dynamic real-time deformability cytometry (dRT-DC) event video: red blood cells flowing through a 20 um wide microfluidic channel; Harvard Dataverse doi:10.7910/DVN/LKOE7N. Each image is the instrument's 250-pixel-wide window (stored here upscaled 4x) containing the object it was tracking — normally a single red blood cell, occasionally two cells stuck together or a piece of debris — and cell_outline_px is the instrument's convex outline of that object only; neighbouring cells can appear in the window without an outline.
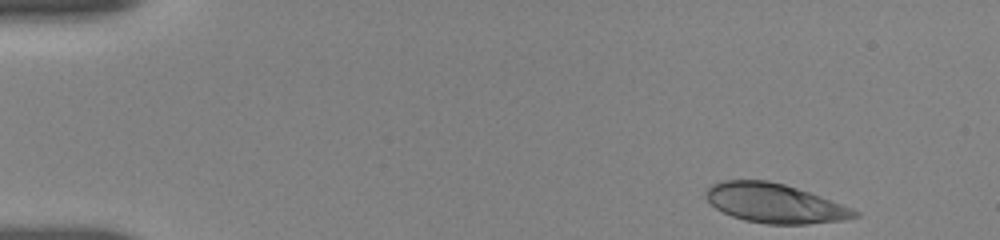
{"species": "human", "species_latin": "Homo sapiens", "temperature_condition": "room temperature", "stored_images_in_passage": 50, "camera_frame_rate_fps": 3000, "um_per_image_px": 0.085, "donor": {"sex": "female"}, "frame": {"image": 1, "passage_image": 1, "time_ms": 0.0, "image_size_px": [1000, 240], "cell_outline_px": [[860, 216], [844, 220], [808, 224], [768, 224], [744, 220], [732, 216], [716, 208], [704, 196], [708, 188], [712, 184], [724, 180], [768, 180], [784, 184], [820, 196], [852, 208], [860, 212]], "centroid_in_image_um": [65.86, 17.28], "position_along_channel_um": 19.1, "area_um2": 33.87}}
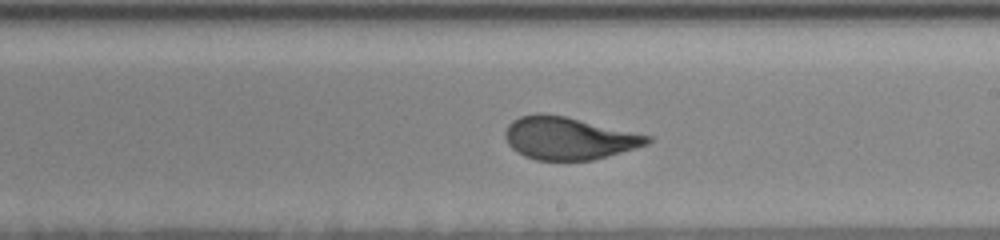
{"frame": {"image": 2, "passage_image": 28, "time_ms": 9.0, "image_size_px": [1000, 240], "cell_outline_px": [[652, 140], [648, 144], [608, 156], [592, 160], [536, 160], [524, 156], [516, 152], [508, 144], [504, 136], [504, 132], [508, 124], [512, 120], [520, 116], [536, 112], [540, 112], [564, 116], [652, 136]], "centroid_in_image_um": [48.29, 11.74], "position_along_channel_um": 240.7, "area_um2": 35.32}}
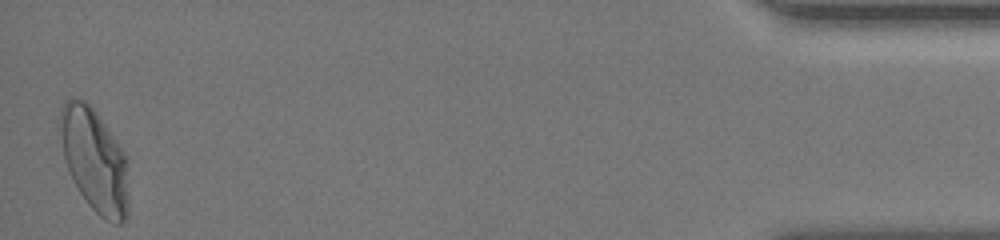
{"frame": {"image": 3, "passage_image": 50, "time_ms": 16.333, "image_size_px": [1000, 240], "cell_outline_px": [[128, 216], [120, 224], [112, 224], [104, 220], [88, 204], [80, 192], [68, 168], [64, 156], [60, 116], [60, 108], [64, 100], [72, 96], [84, 100], [96, 112], [108, 128], [124, 152], [128, 200]], "centroid_in_image_um": [8.04, 13.62], "position_along_channel_um": 427.2, "area_um2": 40.63}, "authors_computed_cell_mechanics": {"area_um2": 35.8071, "velocity_mm_per_s": 3.634, "shape_relaxation_time_tau1_ms": 4.9584, "shape_relaxation_time_tau2_ms": null, "deformation_change_tau1": 0.2076, "deformation_change_tau2": null}}